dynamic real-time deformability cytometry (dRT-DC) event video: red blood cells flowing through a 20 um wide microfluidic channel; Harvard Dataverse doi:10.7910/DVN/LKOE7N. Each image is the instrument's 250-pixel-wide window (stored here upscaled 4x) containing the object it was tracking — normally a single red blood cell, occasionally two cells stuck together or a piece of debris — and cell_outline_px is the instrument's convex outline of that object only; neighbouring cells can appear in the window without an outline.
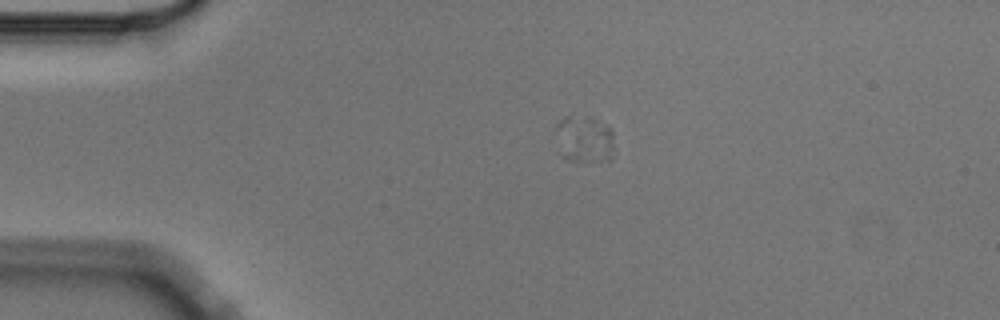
{"species": "Egyptian fruit bat (a non-hibernating species)", "species_latin": "Rousettus aegyptiacus", "temperature_condition": "cold", "stored_images_in_passage": 3, "camera_frame_rate_fps": 3000, "um_per_image_px": 0.085, "animal": {"sex": "male"}, "frame": {"image": 1, "passage_image": 1, "time_ms": 0.0, "image_size_px": [1000, 320], "cell_outline_px": [[612, 148], [608, 160], [600, 160], [556, 128], [556, 124], [560, 120], [572, 112], [588, 116], [604, 124], [612, 132]], "centroid_in_image_um": [49.96, 11.41], "position_along_channel_um": 35.0, "area_um2": 11.44}}
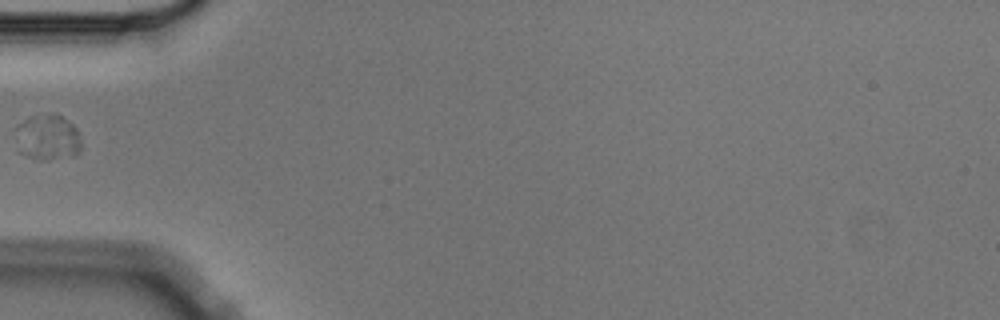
{"frame": {"image": 2, "passage_image": 3, "time_ms": 0.667, "image_size_px": [1000, 320], "cell_outline_px": [[80, 152], [76, 156], [48, 160], [40, 160], [16, 152], [16, 124], [28, 116], [52, 112], [56, 112], [72, 124], [76, 128], [80, 140]], "centroid_in_image_um": [4.01, 11.67], "position_along_channel_um": 81.0, "area_um2": 18.15}}